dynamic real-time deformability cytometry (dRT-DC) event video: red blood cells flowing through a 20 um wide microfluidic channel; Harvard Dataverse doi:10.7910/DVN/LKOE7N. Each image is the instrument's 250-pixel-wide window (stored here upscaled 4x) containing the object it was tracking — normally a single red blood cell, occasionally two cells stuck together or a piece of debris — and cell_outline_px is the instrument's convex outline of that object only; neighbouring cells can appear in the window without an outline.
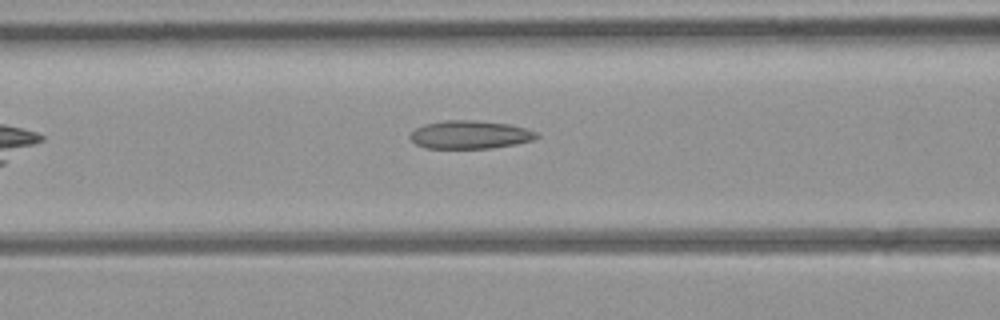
{"species": "common noctule bat (a hibernating species)", "species_latin": "Nyctalus noctula", "temperature_condition": "room temperature", "stored_images_in_passage": 6, "camera_frame_rate_fps": 3000, "um_per_image_px": 0.085, "animal": {"sex": "female", "body_mass_g": 21.9}, "frame": {"image": 1, "passage_image": 6, "time_ms": 6.0, "image_size_px": [1000, 320], "cell_outline_px": [[540, 136], [532, 140], [516, 144], [492, 148], [424, 148], [416, 144], [408, 136], [416, 128], [424, 124], [444, 120], [476, 120], [508, 124], [540, 132]], "centroid_in_image_um": [39.96, 11.45], "position_along_channel_um": 126.6, "area_um2": 20.87}}